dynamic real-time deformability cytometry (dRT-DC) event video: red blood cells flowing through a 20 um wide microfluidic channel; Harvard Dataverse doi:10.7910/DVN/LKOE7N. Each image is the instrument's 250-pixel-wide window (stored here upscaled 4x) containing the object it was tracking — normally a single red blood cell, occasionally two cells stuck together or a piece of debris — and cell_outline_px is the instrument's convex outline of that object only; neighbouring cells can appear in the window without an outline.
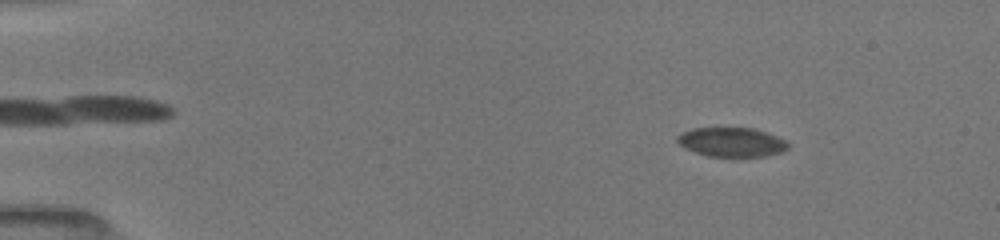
{"species": "common noctule bat (a hibernating species)", "species_latin": "Nyctalus noctula", "temperature_condition": "room temperature", "stored_images_in_passage": 66, "camera_frame_rate_fps": 3000, "um_per_image_px": 0.085, "animal": {"sex": "female", "body_mass_g": 19.5, "forearm_length_mm": 54.1}, "frame": {"image": 1, "passage_image": 12, "time_ms": 2.333, "image_size_px": [1000, 240], "cell_outline_px": [[788, 148], [780, 152], [764, 156], [708, 156], [696, 152], [680, 144], [676, 140], [676, 136], [692, 128], [716, 124], [756, 128], [776, 136], [784, 140], [788, 144]], "centroid_in_image_um": [62.15, 12.0], "position_along_channel_um": 22.9, "area_um2": 19.48}}
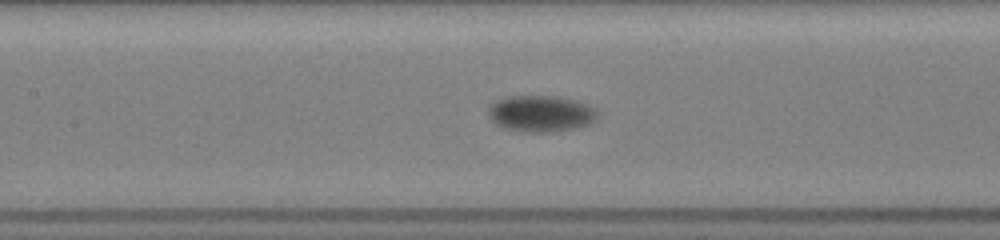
{"frame": {"image": 2, "passage_image": 42, "time_ms": 8.667, "image_size_px": [1000, 240], "cell_outline_px": [[600, 112], [596, 120], [588, 124], [572, 128], [552, 132], [524, 132], [504, 128], [496, 124], [492, 120], [488, 112], [488, 108], [496, 100], [508, 96], [556, 96], [576, 100], [588, 104], [596, 108]], "centroid_in_image_um": [46.0, 9.65], "position_along_channel_um": 161.4, "area_um2": 23.29}}
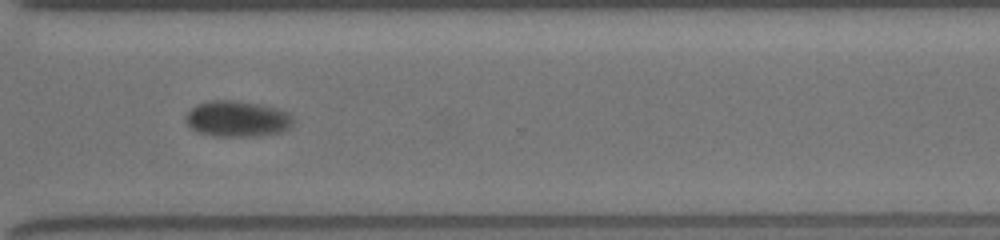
{"frame": {"image": 3, "passage_image": 65, "time_ms": 13.667, "image_size_px": [1000, 240], "cell_outline_px": [[292, 124], [288, 128], [280, 132], [252, 136], [212, 136], [200, 132], [192, 128], [188, 124], [188, 112], [196, 104], [208, 100], [232, 100], [280, 108], [288, 112], [292, 116]], "centroid_in_image_um": [20.19, 10.09], "position_along_channel_um": 350.4, "area_um2": 22.2}}